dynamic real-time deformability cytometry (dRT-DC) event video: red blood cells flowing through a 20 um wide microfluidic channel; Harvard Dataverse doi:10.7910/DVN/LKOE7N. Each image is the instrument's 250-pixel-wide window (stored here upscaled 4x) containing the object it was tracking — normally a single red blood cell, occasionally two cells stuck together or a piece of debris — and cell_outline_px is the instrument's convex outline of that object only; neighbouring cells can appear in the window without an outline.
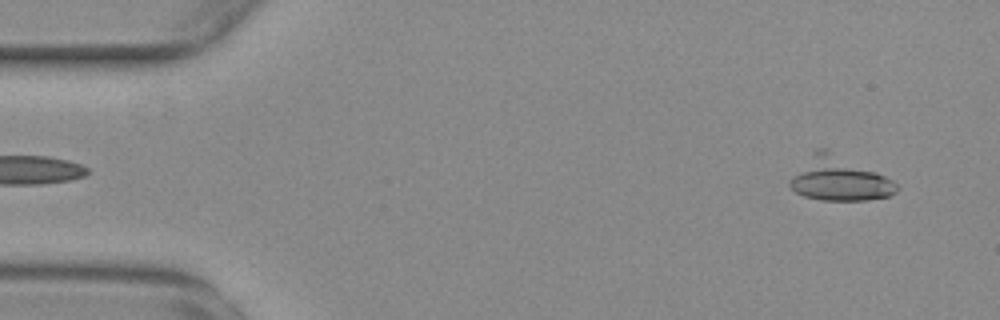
{"species": "common noctule bat (a hibernating species)", "species_latin": "Nyctalus noctula", "temperature_condition": "warm", "stored_images_in_passage": 44, "camera_frame_rate_fps": 3000, "um_per_image_px": 0.085, "animal": {"sex": "female", "body_mass_g": 29.2, "forearm_length_mm": 56.3}, "frame": {"image": 1, "passage_image": 3, "time_ms": 0.667, "image_size_px": [1000, 320], "cell_outline_px": [[900, 188], [896, 192], [888, 196], [868, 200], [820, 200], [804, 196], [796, 192], [788, 184], [788, 180], [816, 148], [828, 148], [892, 180]], "centroid_in_image_um": [71.31, 15.2], "position_along_channel_um": 13.7, "area_um2": 27.17}}
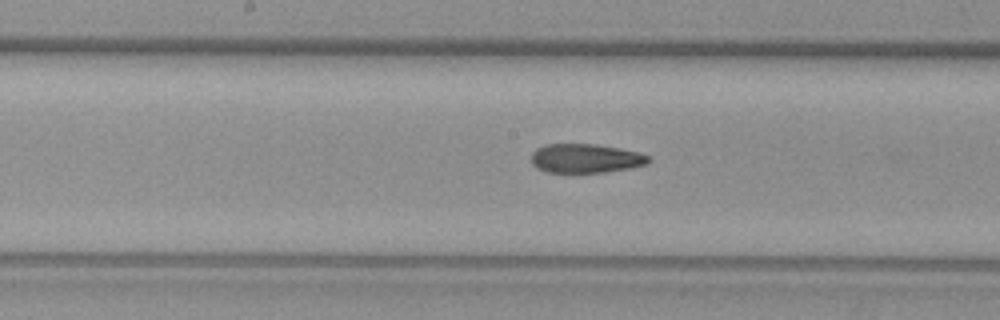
{"frame": {"image": 2, "passage_image": 27, "time_ms": 8.667, "image_size_px": [1000, 320], "cell_outline_px": [[652, 160], [648, 164], [628, 168], [604, 172], [548, 172], [536, 168], [532, 164], [532, 152], [536, 148], [548, 144], [596, 144], [620, 148], [640, 152], [648, 156]], "centroid_in_image_um": [49.79, 13.45], "position_along_channel_um": 198.4, "area_um2": 19.88}}
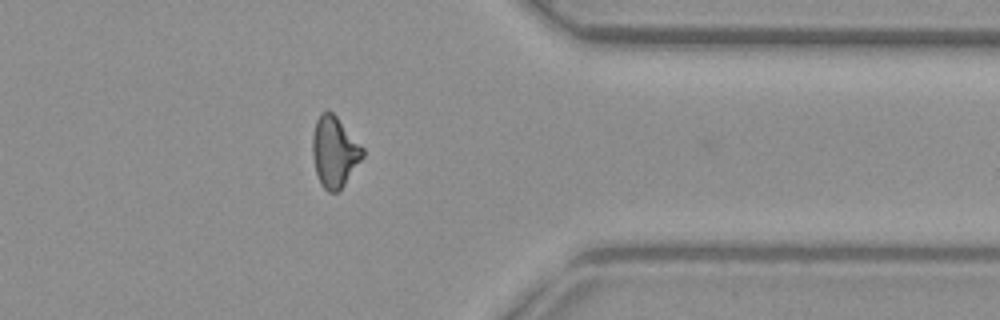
{"frame": {"image": 3, "passage_image": 43, "time_ms": 14.0, "image_size_px": [1000, 320], "cell_outline_px": [[364, 156], [344, 184], [336, 192], [328, 192], [320, 184], [316, 172], [312, 156], [312, 136], [316, 120], [320, 112], [332, 112], [336, 116], [364, 148]], "centroid_in_image_um": [28.41, 12.9], "position_along_channel_um": 383.0, "area_um2": 20.52}, "authors_computed_cell_mechanics": {"area_um2": 20.808, "velocity_mm_per_s": 3.7393, "shape_relaxation_time_tau1_ms": null, "shape_relaxation_time_tau2_ms": 3.3487, "deformation_change_tau1": null, "deformation_change_tau2": 0.1123}}